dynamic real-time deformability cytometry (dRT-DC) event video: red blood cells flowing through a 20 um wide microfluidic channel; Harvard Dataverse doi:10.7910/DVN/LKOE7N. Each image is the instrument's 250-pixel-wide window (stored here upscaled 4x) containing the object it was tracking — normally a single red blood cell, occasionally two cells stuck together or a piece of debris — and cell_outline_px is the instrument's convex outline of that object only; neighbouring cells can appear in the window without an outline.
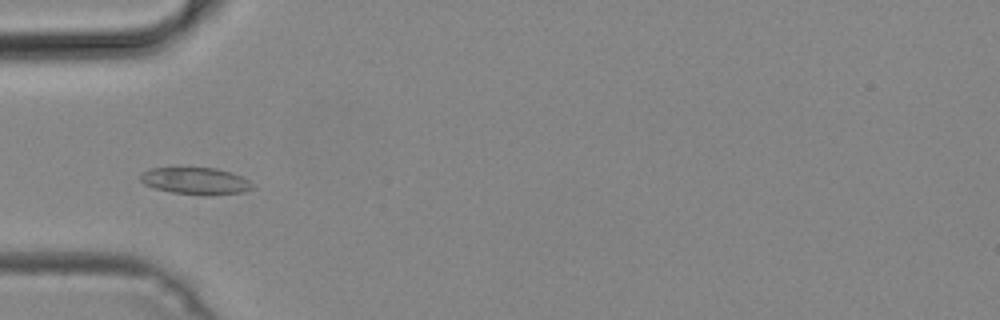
{"species": "common noctule bat (a hibernating species)", "species_latin": "Nyctalus noctula", "temperature_condition": "cold", "stored_images_in_passage": 50, "camera_frame_rate_fps": 3000, "um_per_image_px": 0.085, "animal": {"sex": "male", "body_mass_g": 19.2, "forearm_length_mm": 51.8}, "frame": {"image": 1, "passage_image": 16, "time_ms": 5.0, "image_size_px": [1000, 320], "cell_outline_px": [[252, 188], [244, 192], [204, 196], [172, 192], [156, 188], [144, 184], [140, 180], [140, 172], [152, 168], [216, 168], [232, 172], [248, 180], [252, 184]], "centroid_in_image_um": [16.62, 15.38], "position_along_channel_um": 68.4, "area_um2": 17.57}}
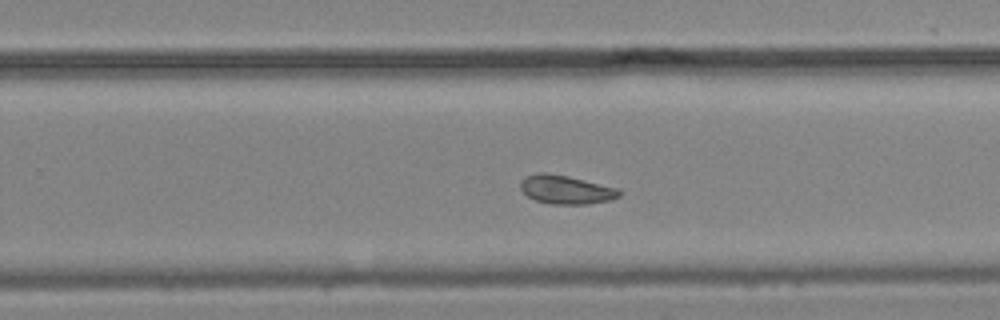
{"frame": {"image": 2, "passage_image": 32, "time_ms": 10.333, "image_size_px": [1000, 320], "cell_outline_px": [[624, 192], [620, 196], [612, 200], [588, 204], [548, 204], [536, 200], [528, 196], [520, 188], [520, 180], [524, 176], [540, 172], [544, 172], [568, 176], [620, 188]], "centroid_in_image_um": [48.15, 16.12], "position_along_channel_um": 281.7, "area_um2": 16.82}}
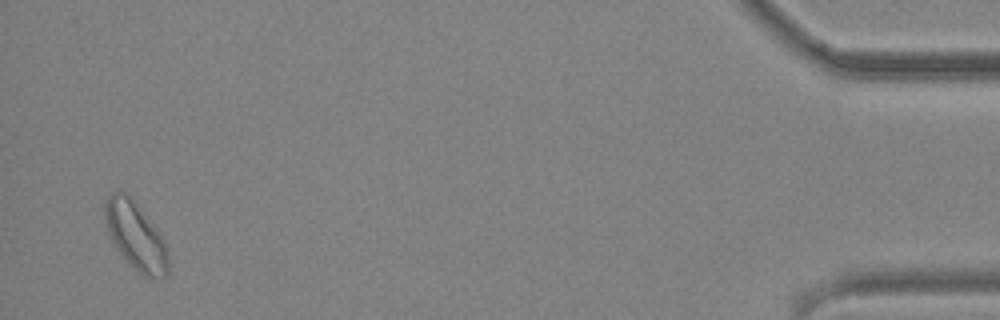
{"frame": {"image": 3, "passage_image": 49, "time_ms": 16.0, "image_size_px": [1000, 320], "cell_outline_px": [[168, 276], [152, 280], [148, 280], [132, 268], [116, 248], [108, 236], [104, 220], [104, 204], [108, 196], [112, 192], [128, 192], [132, 196], [156, 228], [164, 240], [168, 248]], "centroid_in_image_um": [11.53, 20.08], "position_along_channel_um": 423.7, "area_um2": 25.78}}